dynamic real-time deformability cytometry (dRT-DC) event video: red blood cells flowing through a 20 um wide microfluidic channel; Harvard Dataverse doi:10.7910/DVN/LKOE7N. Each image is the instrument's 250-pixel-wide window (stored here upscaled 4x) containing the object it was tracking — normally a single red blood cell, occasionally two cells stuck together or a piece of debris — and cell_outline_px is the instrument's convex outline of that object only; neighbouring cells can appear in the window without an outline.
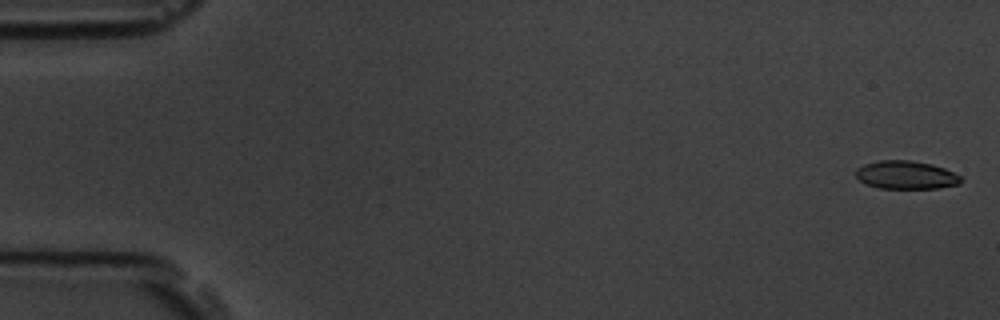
{"species": "common noctule bat (a hibernating species)", "species_latin": "Nyctalus noctula", "temperature_condition": "room temperature", "stored_images_in_passage": 5, "camera_frame_rate_fps": 3000, "um_per_image_px": 0.085, "animal": {"sex": "male", "body_mass_g": 19.5, "forearm_length_mm": 54.6}, "frame": {"image": 1, "passage_image": 1, "time_ms": 0.0, "image_size_px": [1000, 320], "cell_outline_px": [[964, 180], [960, 184], [936, 188], [876, 188], [864, 184], [856, 176], [856, 168], [864, 164], [880, 160], [908, 160], [932, 164], [944, 168], [960, 176]], "centroid_in_image_um": [77.0, 14.87], "position_along_channel_um": 8.0, "area_um2": 17.34}}